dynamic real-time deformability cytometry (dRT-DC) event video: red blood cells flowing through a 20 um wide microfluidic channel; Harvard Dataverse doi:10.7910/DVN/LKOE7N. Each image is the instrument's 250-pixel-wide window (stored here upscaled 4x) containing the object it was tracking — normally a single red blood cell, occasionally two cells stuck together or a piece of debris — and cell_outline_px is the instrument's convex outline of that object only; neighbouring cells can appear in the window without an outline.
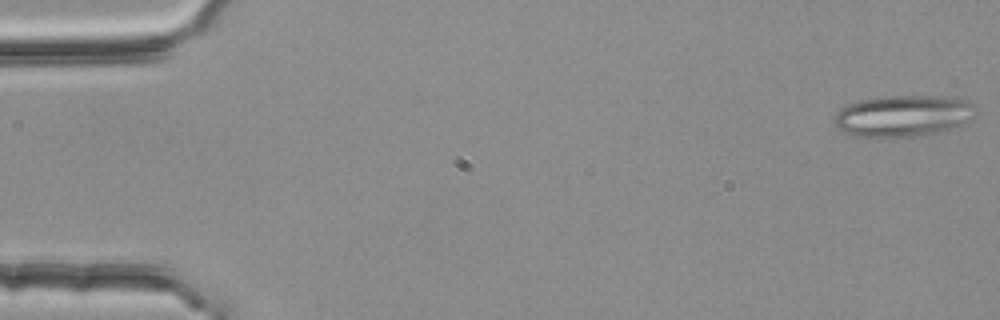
{"species": "common noctule bat (a hibernating species)", "species_latin": "Nyctalus noctula", "temperature_condition": "room temperature", "stored_images_in_passage": 55, "segment_of_instrument_passage": [1, 3], "camera_frame_rate_fps": 3000, "um_per_image_px": 0.085, "animal": {"sex": "female", "body_mass_g": 25.1}, "frame": {"image": 1, "passage_image": 1, "time_ms": 0.0, "image_size_px": [1000, 320], "cell_outline_px": [[972, 104], [964, 120], [960, 124], [936, 132], [916, 136], [856, 136], [844, 132], [836, 124], [832, 116], [840, 108], [848, 104], [864, 100], [884, 96], [956, 96]], "centroid_in_image_um": [76.63, 9.82], "position_along_channel_um": 8.4, "area_um2": 32.95}}